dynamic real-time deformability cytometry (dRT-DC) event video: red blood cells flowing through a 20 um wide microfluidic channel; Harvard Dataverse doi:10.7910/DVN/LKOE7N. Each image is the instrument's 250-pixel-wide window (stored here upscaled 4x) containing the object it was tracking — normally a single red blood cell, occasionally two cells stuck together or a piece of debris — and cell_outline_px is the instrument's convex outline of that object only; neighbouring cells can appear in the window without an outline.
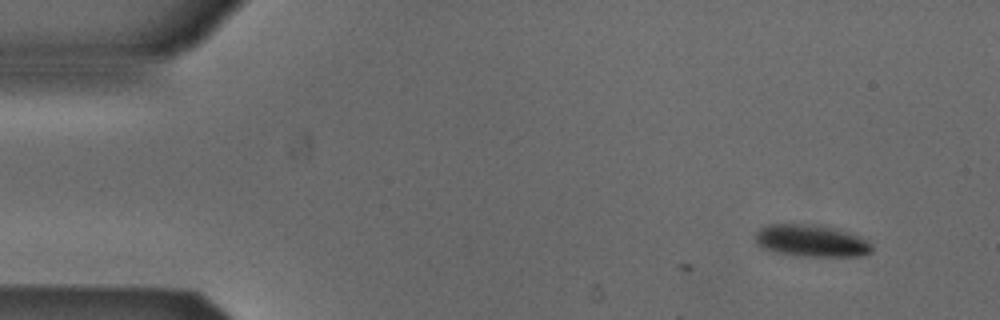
{"species": "Egyptian fruit bat (a non-hibernating species)", "species_latin": "Rousettus aegyptiacus", "temperature_condition": "cold", "stored_images_in_passage": 3, "camera_frame_rate_fps": 3000, "um_per_image_px": 0.085, "animal": {"sex": "male"}, "frame": {"image": 1, "passage_image": 3, "time_ms": 0.667, "image_size_px": [1000, 320], "cell_outline_px": [[872, 252], [864, 256], [792, 256], [760, 248], [756, 244], [756, 232], [760, 228], [768, 224], [820, 224], [836, 228], [848, 232], [868, 240], [872, 244]], "centroid_in_image_um": [68.96, 20.47], "position_along_channel_um": 16.0, "area_um2": 22.2}}